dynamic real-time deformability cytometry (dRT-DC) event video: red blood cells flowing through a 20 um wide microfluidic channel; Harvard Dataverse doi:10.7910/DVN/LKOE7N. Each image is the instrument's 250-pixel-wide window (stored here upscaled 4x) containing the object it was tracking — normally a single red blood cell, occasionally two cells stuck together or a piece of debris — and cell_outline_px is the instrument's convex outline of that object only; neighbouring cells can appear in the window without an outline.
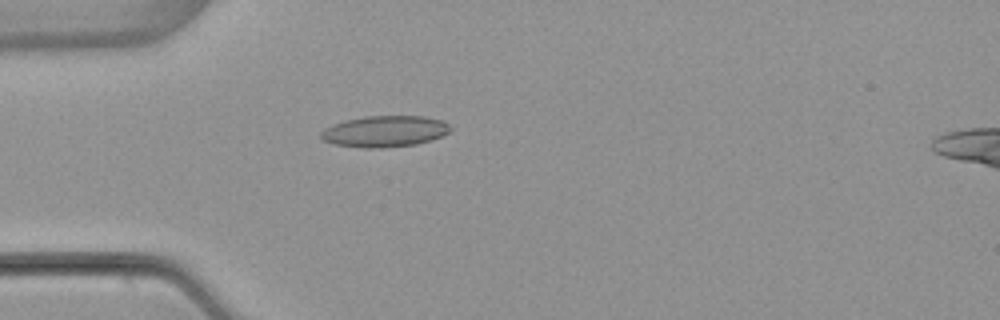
{"species": "common noctule bat (a hibernating species)", "species_latin": "Nyctalus noctula", "temperature_condition": "warm", "stored_images_in_passage": 3, "camera_frame_rate_fps": 3000, "um_per_image_px": 0.085, "animal": {"sex": "female", "body_mass_g": 22.7, "forearm_length_mm": 54.2}, "frame": {"image": 1, "passage_image": 3, "time_ms": 3.333, "image_size_px": [1000, 320], "cell_outline_px": [[452, 128], [448, 132], [432, 140], [416, 144], [380, 148], [364, 148], [336, 144], [320, 140], [320, 132], [324, 128], [332, 124], [364, 116], [424, 116], [440, 120], [448, 124]], "centroid_in_image_um": [32.67, 11.16], "position_along_channel_um": 52.3, "area_um2": 23.52}}